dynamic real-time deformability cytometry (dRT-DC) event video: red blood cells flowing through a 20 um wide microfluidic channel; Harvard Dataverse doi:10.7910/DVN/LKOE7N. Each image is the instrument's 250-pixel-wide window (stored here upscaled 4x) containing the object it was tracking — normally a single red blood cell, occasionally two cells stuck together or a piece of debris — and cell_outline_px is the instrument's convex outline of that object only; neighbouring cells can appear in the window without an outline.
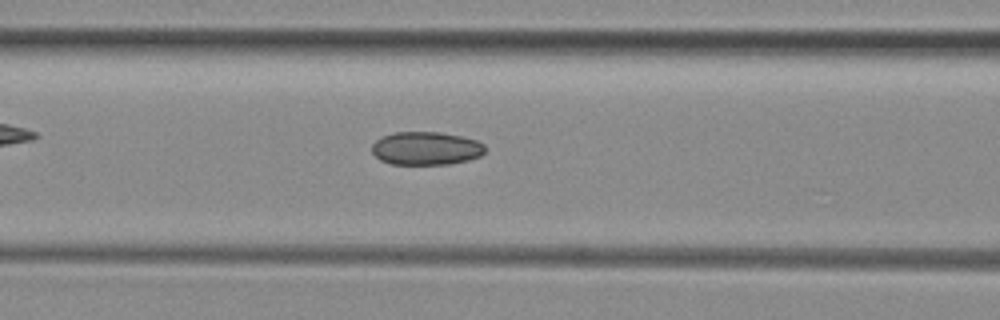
{"species": "common noctule bat (a hibernating species)", "species_latin": "Nyctalus noctula", "temperature_condition": "room temperature", "stored_images_in_passage": 21, "camera_frame_rate_fps": 3000, "um_per_image_px": 0.085, "animal": {"sex": "female", "body_mass_g": 29.2, "forearm_length_mm": 56.3}, "frame": {"image": 1, "passage_image": 10, "time_ms": 3.0, "image_size_px": [1000, 320], "cell_outline_px": [[484, 152], [480, 156], [468, 160], [448, 164], [392, 164], [380, 160], [372, 152], [372, 144], [376, 140], [392, 132], [440, 132], [460, 136], [476, 140], [484, 144]], "centroid_in_image_um": [36.2, 12.61], "position_along_channel_um": 130.4, "area_um2": 21.85}}